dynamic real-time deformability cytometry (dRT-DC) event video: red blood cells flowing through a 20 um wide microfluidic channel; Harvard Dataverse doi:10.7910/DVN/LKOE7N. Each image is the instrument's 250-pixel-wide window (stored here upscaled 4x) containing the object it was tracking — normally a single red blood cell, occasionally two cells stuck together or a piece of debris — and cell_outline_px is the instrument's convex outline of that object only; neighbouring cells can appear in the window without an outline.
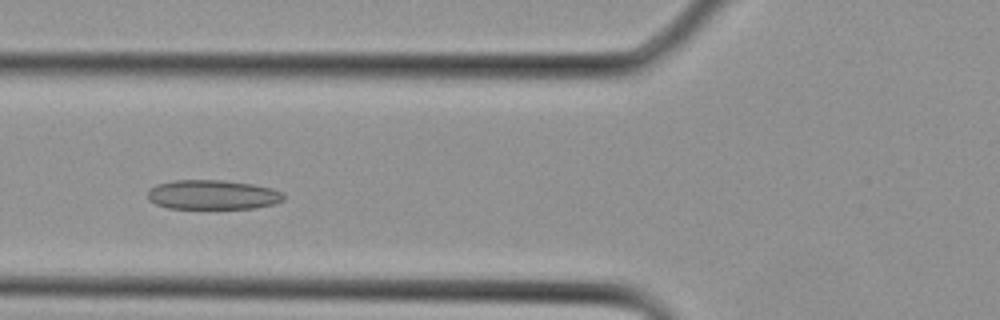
{"species": "Egyptian fruit bat (a non-hibernating species)", "species_latin": "Rousettus aegyptiacus", "temperature_condition": "cold", "stored_images_in_passage": 26, "camera_frame_rate_fps": 3000, "um_per_image_px": 0.085, "animal": {"sex": "female"}, "frame": {"image": 1, "passage_image": 7, "time_ms": 2.0, "image_size_px": [1000, 320], "cell_outline_px": [[284, 200], [272, 204], [252, 208], [168, 208], [156, 204], [148, 200], [148, 192], [156, 184], [172, 180], [224, 180], [252, 184], [272, 188], [280, 192], [284, 196]], "centroid_in_image_um": [18.05, 16.54], "position_along_channel_um": 107.8, "area_um2": 23.24}}
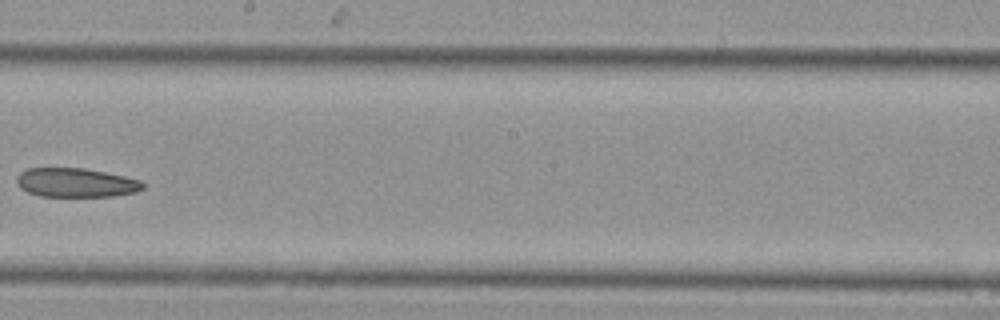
{"frame": {"image": 2, "passage_image": 13, "time_ms": 4.0, "image_size_px": [1000, 320], "cell_outline_px": [[144, 188], [136, 192], [112, 196], [40, 196], [28, 192], [20, 188], [16, 180], [16, 176], [20, 172], [28, 168], [84, 168], [124, 176], [140, 180], [144, 184]], "centroid_in_image_um": [6.43, 15.52], "position_along_channel_um": 241.8, "area_um2": 21.33}}
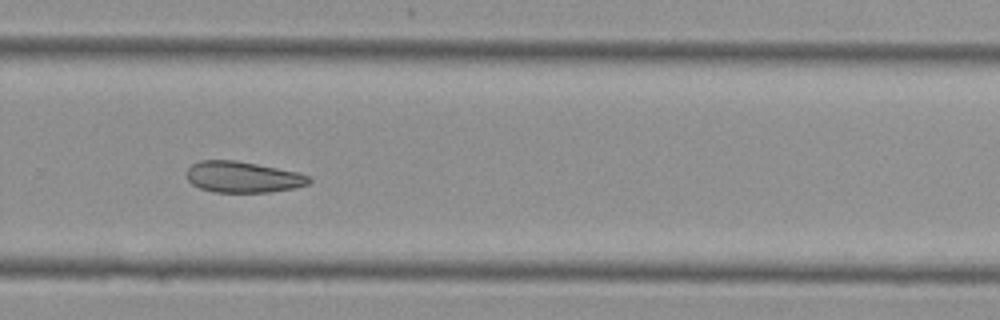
{"frame": {"image": 3, "passage_image": 16, "time_ms": 5.0, "image_size_px": [1000, 320], "cell_outline_px": [[312, 180], [308, 184], [296, 188], [272, 192], [212, 192], [200, 188], [192, 184], [188, 180], [188, 168], [192, 164], [200, 160], [236, 160], [300, 172], [312, 176]], "centroid_in_image_um": [20.7, 15.05], "position_along_channel_um": 309.1, "area_um2": 22.43}}